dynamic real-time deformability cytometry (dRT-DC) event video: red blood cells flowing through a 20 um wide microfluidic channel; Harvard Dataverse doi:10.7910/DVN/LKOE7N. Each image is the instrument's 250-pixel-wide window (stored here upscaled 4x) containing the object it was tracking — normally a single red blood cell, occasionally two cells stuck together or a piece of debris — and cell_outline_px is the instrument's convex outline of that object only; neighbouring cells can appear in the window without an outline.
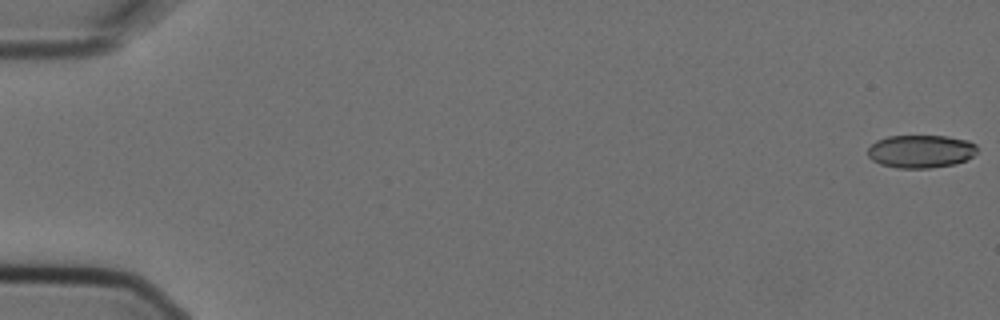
{"species": "Egyptian fruit bat (a non-hibernating species)", "species_latin": "Rousettus aegyptiacus", "temperature_condition": "cold", "stored_images_in_passage": 6, "camera_frame_rate_fps": 3000, "um_per_image_px": 0.085, "animal": {"sex": "female"}, "frame": {"image": 1, "passage_image": 1, "time_ms": 0.0, "image_size_px": [1000, 320], "cell_outline_px": [[976, 152], [972, 156], [956, 164], [928, 168], [900, 168], [880, 164], [872, 160], [868, 156], [868, 148], [876, 140], [888, 136], [948, 136], [968, 140], [976, 144]], "centroid_in_image_um": [78.26, 12.86], "position_along_channel_um": 6.7, "area_um2": 21.04}}
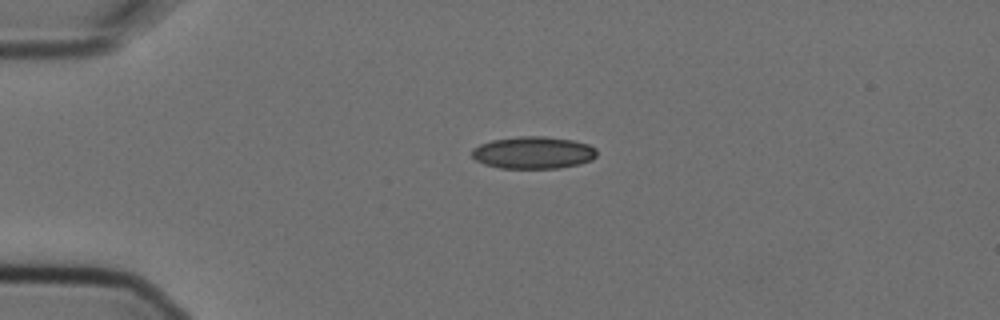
{"frame": {"image": 2, "passage_image": 4, "time_ms": 1.0, "image_size_px": [1000, 320], "cell_outline_px": [[596, 156], [592, 160], [580, 164], [560, 168], [500, 168], [484, 164], [476, 160], [472, 156], [472, 148], [480, 144], [492, 140], [516, 136], [544, 136], [572, 140], [588, 144], [596, 148]], "centroid_in_image_um": [45.33, 12.97], "position_along_channel_um": 39.7, "area_um2": 23.58}}